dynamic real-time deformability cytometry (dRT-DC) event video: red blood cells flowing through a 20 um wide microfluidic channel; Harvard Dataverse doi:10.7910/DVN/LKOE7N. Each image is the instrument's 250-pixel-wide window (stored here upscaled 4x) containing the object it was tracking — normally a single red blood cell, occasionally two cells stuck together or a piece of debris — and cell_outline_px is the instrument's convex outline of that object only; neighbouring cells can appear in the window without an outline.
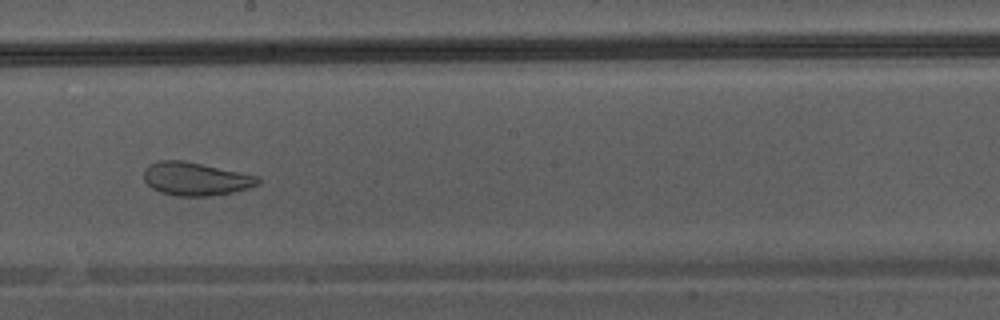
{"species": "Egyptian fruit bat (a non-hibernating species)", "species_latin": "Rousettus aegyptiacus", "temperature_condition": "warm", "stored_images_in_passage": 46, "camera_frame_rate_fps": 3000, "um_per_image_px": 0.085, "animal": {"sex": "male"}, "frame": {"image": 1, "passage_image": 27, "time_ms": 8.667, "image_size_px": [1000, 320], "cell_outline_px": [[260, 184], [248, 188], [232, 192], [208, 196], [176, 196], [160, 192], [152, 188], [144, 180], [144, 168], [148, 164], [156, 160], [184, 160], [260, 176]], "centroid_in_image_um": [16.62, 15.19], "position_along_channel_um": 231.6, "area_um2": 22.31}}